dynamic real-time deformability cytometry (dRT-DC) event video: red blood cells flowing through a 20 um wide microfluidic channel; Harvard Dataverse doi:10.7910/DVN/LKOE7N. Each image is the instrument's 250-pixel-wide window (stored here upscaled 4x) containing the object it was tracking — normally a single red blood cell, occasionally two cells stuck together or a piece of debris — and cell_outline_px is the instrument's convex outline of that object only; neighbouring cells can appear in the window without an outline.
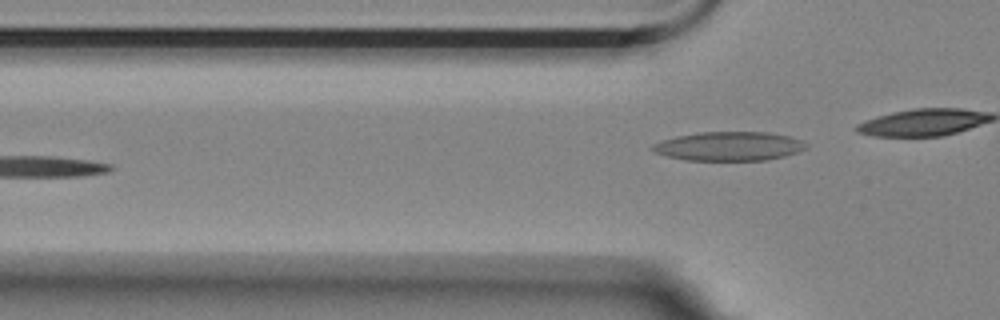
{"species": "Egyptian fruit bat (a non-hibernating species)", "species_latin": "Rousettus aegyptiacus", "temperature_condition": "room temperature", "stored_images_in_passage": 5, "camera_frame_rate_fps": 3000, "um_per_image_px": 0.085, "animal": {"sex": "female"}, "frame": {"image": 1, "passage_image": 5, "time_ms": 5.667, "image_size_px": [1000, 320], "cell_outline_px": [[808, 148], [784, 156], [768, 160], [684, 160], [668, 156], [656, 152], [652, 148], [652, 144], [676, 136], [700, 132], [768, 132], [788, 136], [800, 140]], "centroid_in_image_um": [61.97, 12.43], "position_along_channel_um": 63.8, "area_um2": 25.66}}